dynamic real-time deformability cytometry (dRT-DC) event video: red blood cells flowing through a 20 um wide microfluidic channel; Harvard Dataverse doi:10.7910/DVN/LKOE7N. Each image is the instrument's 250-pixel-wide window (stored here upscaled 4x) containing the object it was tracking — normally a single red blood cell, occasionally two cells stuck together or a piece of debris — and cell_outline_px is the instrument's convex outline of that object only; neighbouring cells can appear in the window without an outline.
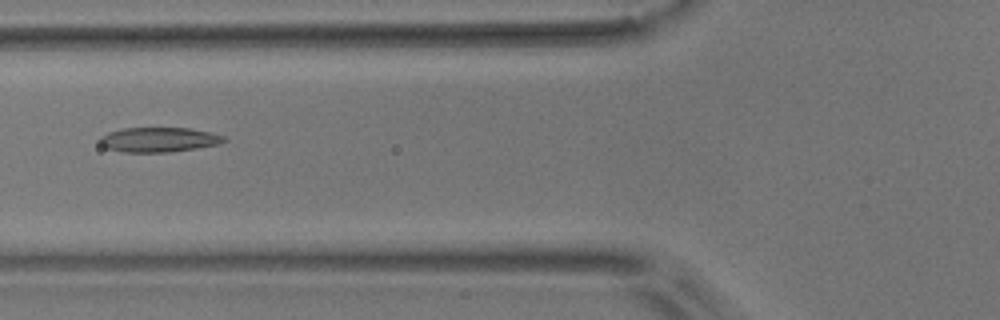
{"species": "common noctule bat (a hibernating species)", "species_latin": "Nyctalus noctula", "temperature_condition": "room temperature", "stored_images_in_passage": 9, "camera_frame_rate_fps": 3000, "um_per_image_px": 0.085, "animal": {"sex": "male", "body_mass_g": 17.9}, "frame": {"image": 1, "passage_image": 4, "time_ms": 3.333, "image_size_px": [1000, 320], "cell_outline_px": [[228, 140], [220, 144], [172, 152], [124, 152], [108, 148], [100, 144], [100, 136], [108, 132], [124, 128], [188, 128], [212, 132], [224, 136]], "centroid_in_image_um": [13.54, 11.87], "position_along_channel_um": 112.3, "area_um2": 17.92}}
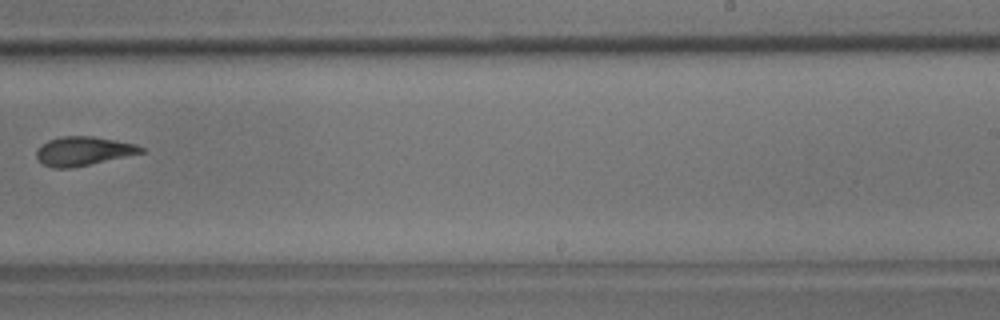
{"frame": {"image": 2, "passage_image": 8, "time_ms": 8.0, "image_size_px": [1000, 320], "cell_outline_px": [[144, 152], [72, 168], [52, 168], [44, 164], [36, 156], [36, 152], [40, 144], [48, 140], [60, 136], [92, 136], [136, 144], [144, 148]], "centroid_in_image_um": [7.05, 12.83], "position_along_channel_um": 282.0, "area_um2": 17.51}}